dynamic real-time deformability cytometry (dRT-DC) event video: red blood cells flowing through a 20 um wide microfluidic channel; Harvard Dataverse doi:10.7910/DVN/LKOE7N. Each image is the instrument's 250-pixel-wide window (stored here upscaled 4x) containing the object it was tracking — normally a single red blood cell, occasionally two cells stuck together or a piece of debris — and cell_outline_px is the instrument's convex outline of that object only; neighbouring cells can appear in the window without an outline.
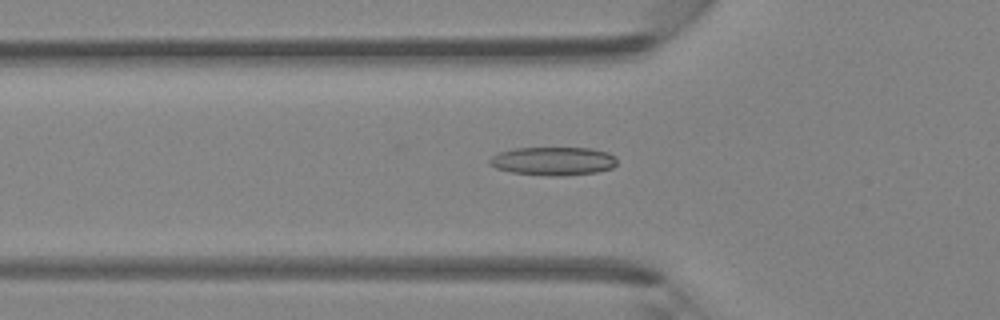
{"species": "Egyptian fruit bat (a non-hibernating species)", "species_latin": "Rousettus aegyptiacus", "temperature_condition": "room temperature", "stored_images_in_passage": 46, "camera_frame_rate_fps": 3000, "um_per_image_px": 0.085, "animal": {"sex": "female"}, "frame": {"image": 1, "passage_image": 16, "time_ms": 5.0, "image_size_px": [1000, 320], "cell_outline_px": [[616, 164], [612, 168], [596, 172], [564, 176], [548, 176], [512, 172], [496, 168], [488, 164], [488, 160], [492, 156], [500, 152], [516, 148], [592, 148], [608, 152], [616, 156]], "centroid_in_image_um": [47.04, 13.69], "position_along_channel_um": 78.8, "area_um2": 21.21}}
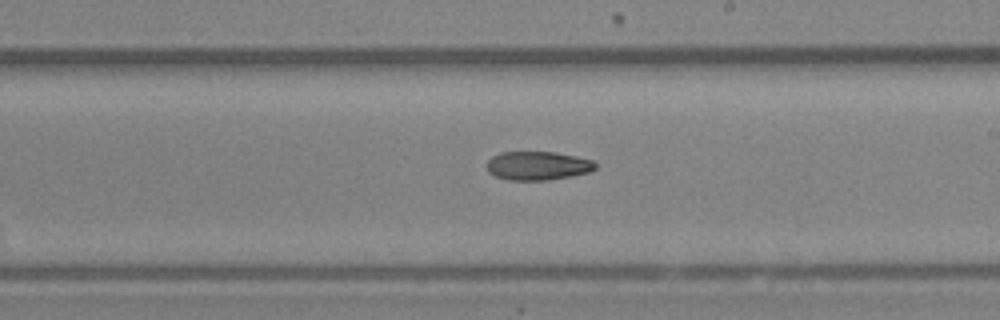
{"frame": {"image": 2, "passage_image": 27, "time_ms": 8.667, "image_size_px": [1000, 320], "cell_outline_px": [[596, 168], [592, 172], [572, 176], [548, 180], [508, 180], [496, 176], [488, 172], [488, 160], [492, 156], [500, 152], [556, 152], [576, 156], [592, 160], [596, 164]], "centroid_in_image_um": [45.74, 14.09], "position_along_channel_um": 243.3, "area_um2": 18.26}}
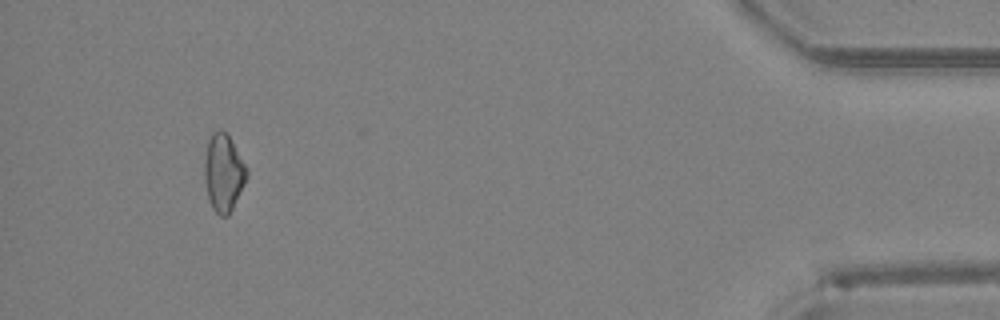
{"frame": {"image": 3, "passage_image": 43, "time_ms": 14.0, "image_size_px": [1000, 320], "cell_outline_px": [[248, 176], [228, 216], [220, 216], [212, 208], [208, 200], [204, 180], [204, 160], [208, 140], [212, 132], [220, 128], [228, 136], [248, 168]], "centroid_in_image_um": [18.98, 14.69], "position_along_channel_um": 416.2, "area_um2": 19.07}}